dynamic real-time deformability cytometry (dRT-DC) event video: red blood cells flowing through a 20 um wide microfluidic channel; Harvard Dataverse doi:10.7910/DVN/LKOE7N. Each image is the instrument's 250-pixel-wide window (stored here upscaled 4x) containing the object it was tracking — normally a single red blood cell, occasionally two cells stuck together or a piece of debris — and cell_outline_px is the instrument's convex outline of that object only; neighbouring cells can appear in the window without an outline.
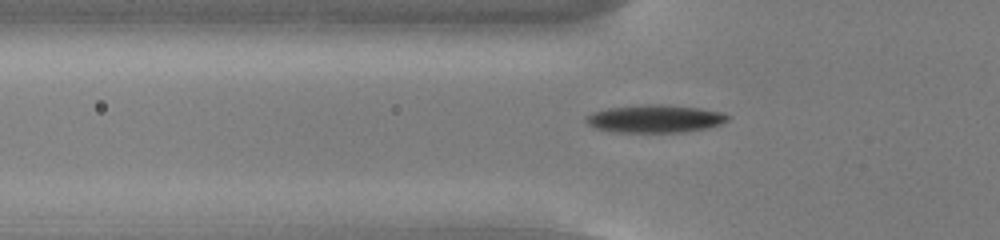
{"species": "common noctule bat (a hibernating species)", "species_latin": "Nyctalus noctula", "temperature_condition": "cold", "stored_images_in_passage": 55, "camera_frame_rate_fps": 3000, "um_per_image_px": 0.085, "animal": {"sex": "male", "body_mass_g": 13.0, "forearm_length_mm": 53.1}, "frame": {"image": 1, "passage_image": 19, "time_ms": 6.0, "image_size_px": [1000, 240], "cell_outline_px": [[732, 116], [728, 120], [720, 124], [708, 128], [684, 132], [616, 132], [592, 128], [584, 120], [584, 116], [592, 112], [608, 108], [640, 104], [664, 104], [700, 108], [724, 112]], "centroid_in_image_um": [55.67, 10.08], "position_along_channel_um": 70.1, "area_um2": 23.41}}
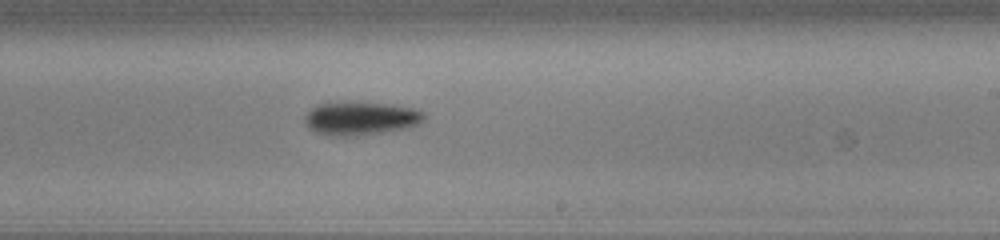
{"frame": {"image": 2, "passage_image": 34, "time_ms": 11.0, "image_size_px": [1000, 240], "cell_outline_px": [[424, 120], [420, 124], [408, 128], [384, 132], [356, 136], [340, 136], [316, 132], [308, 128], [304, 124], [304, 116], [316, 104], [392, 104], [412, 108], [424, 112]], "centroid_in_image_um": [30.68, 10.1], "position_along_channel_um": 258.3, "area_um2": 22.72}}
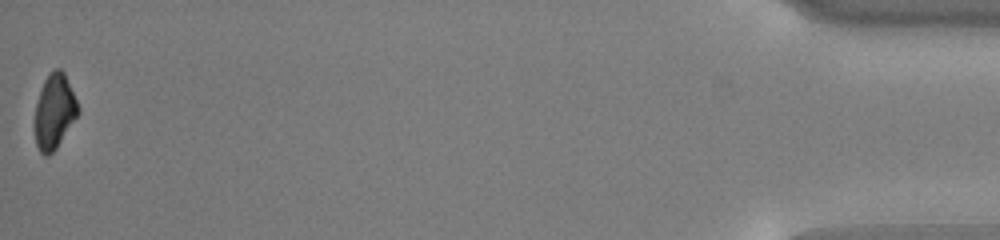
{"frame": {"image": 3, "passage_image": 55, "time_ms": 18.0, "image_size_px": [1000, 240], "cell_outline_px": [[80, 112], [56, 148], [48, 156], [44, 156], [40, 152], [36, 144], [36, 104], [44, 80], [56, 68], [60, 68], [64, 72], [80, 108]], "centroid_in_image_um": [4.65, 9.48], "position_along_channel_um": 430.6, "area_um2": 18.44}, "authors_computed_cell_mechanics": {"area_um2": 20.9814, "velocity_mm_per_s": 3.7842, "shape_relaxation_time_tau1_ms": 2.2494, "shape_relaxation_time_tau2_ms": null, "deformation_change_tau1": 0.0946, "deformation_change_tau2": null}}